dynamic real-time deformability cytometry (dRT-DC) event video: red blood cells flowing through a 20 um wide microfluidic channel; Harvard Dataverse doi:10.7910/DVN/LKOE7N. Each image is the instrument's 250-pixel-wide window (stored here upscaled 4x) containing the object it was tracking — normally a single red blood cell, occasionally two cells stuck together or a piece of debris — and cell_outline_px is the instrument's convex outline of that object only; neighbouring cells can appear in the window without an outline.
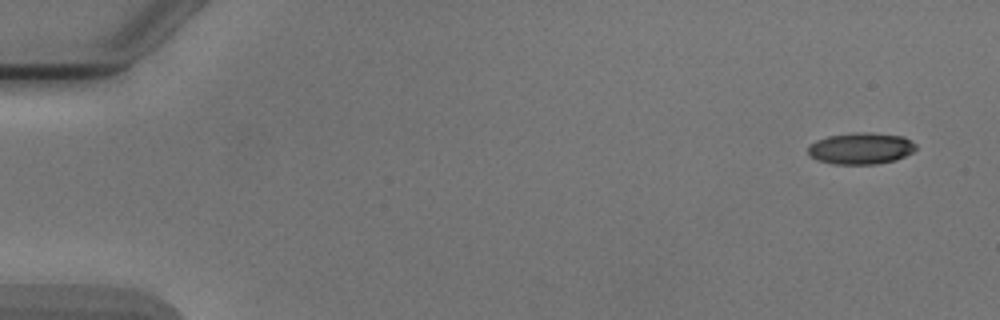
{"species": "Egyptian fruit bat (a non-hibernating species)", "species_latin": "Rousettus aegyptiacus", "temperature_condition": "cold", "stored_images_in_passage": 6, "camera_frame_rate_fps": 3000, "um_per_image_px": 0.085, "animal": {"sex": "male"}, "frame": {"image": 1, "passage_image": 1, "time_ms": 0.0, "image_size_px": [1000, 320], "cell_outline_px": [[916, 148], [912, 152], [896, 160], [876, 164], [832, 164], [816, 160], [808, 156], [808, 148], [816, 140], [828, 136], [904, 136], [916, 144]], "centroid_in_image_um": [73.14, 12.7], "position_along_channel_um": 11.9, "area_um2": 18.67}}
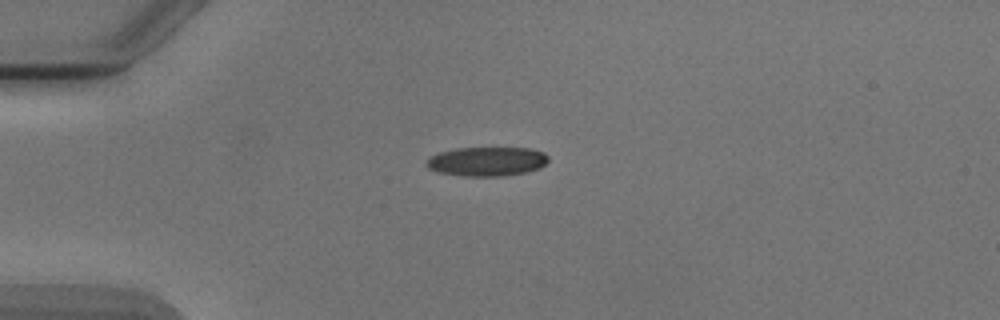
{"frame": {"image": 2, "passage_image": 4, "time_ms": 3.667, "image_size_px": [1000, 320], "cell_outline_px": [[548, 160], [540, 168], [528, 172], [508, 176], [464, 176], [436, 172], [428, 168], [424, 164], [424, 160], [428, 156], [440, 152], [456, 148], [528, 148], [544, 152], [548, 156]], "centroid_in_image_um": [41.34, 13.73], "position_along_channel_um": 43.7, "area_um2": 21.1}}
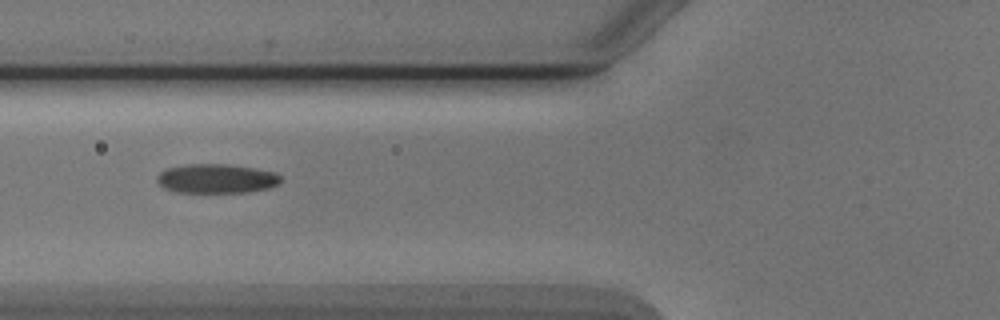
{"frame": {"image": 3, "passage_image": 6, "time_ms": 6.0, "image_size_px": [1000, 320], "cell_outline_px": [[280, 180], [276, 184], [268, 188], [248, 192], [176, 192], [164, 188], [156, 180], [156, 176], [160, 172], [168, 168], [188, 164], [228, 164], [256, 168], [276, 172], [280, 176]], "centroid_in_image_um": [18.39, 15.17], "position_along_channel_um": 107.4, "area_um2": 21.04}}